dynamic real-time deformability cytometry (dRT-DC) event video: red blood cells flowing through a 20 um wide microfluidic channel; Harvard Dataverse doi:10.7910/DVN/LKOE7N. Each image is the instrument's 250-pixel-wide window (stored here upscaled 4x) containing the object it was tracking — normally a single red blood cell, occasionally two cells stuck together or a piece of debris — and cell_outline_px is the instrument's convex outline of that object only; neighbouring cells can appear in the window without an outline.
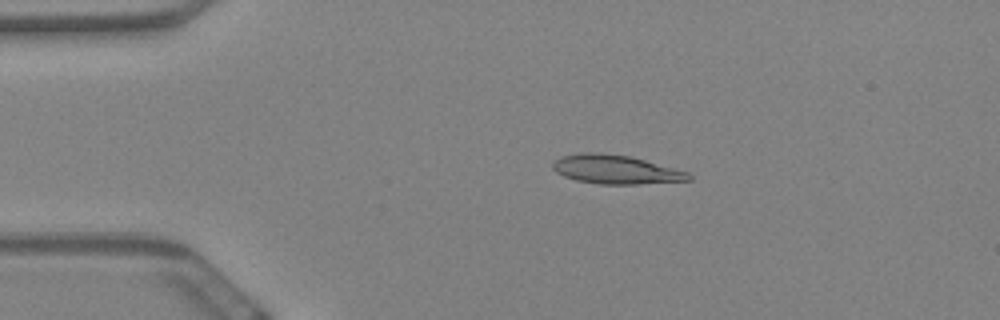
{"species": "Egyptian fruit bat (a non-hibernating species)", "species_latin": "Rousettus aegyptiacus", "temperature_condition": "warm", "stored_images_in_passage": 59, "camera_frame_rate_fps": 3000, "um_per_image_px": 0.085, "animal": {"sex": "female"}, "frame": {"image": 1, "passage_image": 12, "time_ms": 3.667, "image_size_px": [1000, 320], "cell_outline_px": [[692, 180], [636, 184], [600, 184], [576, 180], [564, 176], [556, 172], [552, 168], [552, 164], [560, 156], [588, 152], [628, 156], [644, 160], [688, 172], [692, 176]], "centroid_in_image_um": [52.32, 14.42], "position_along_channel_um": 32.7, "area_um2": 22.48}}
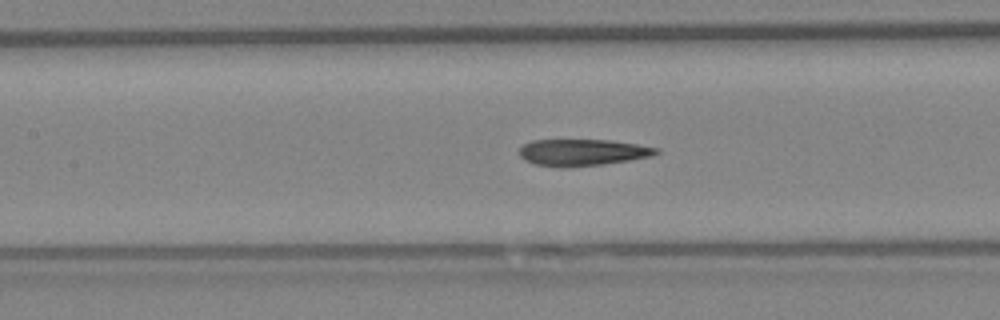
{"frame": {"image": 2, "passage_image": 27, "time_ms": 8.667, "image_size_px": [1000, 320], "cell_outline_px": [[660, 152], [652, 156], [628, 160], [600, 164], [564, 168], [556, 168], [532, 164], [524, 160], [516, 152], [524, 144], [532, 140], [608, 140], [636, 144], [660, 148]], "centroid_in_image_um": [49.44, 12.96], "position_along_channel_um": 158.0, "area_um2": 21.44}}
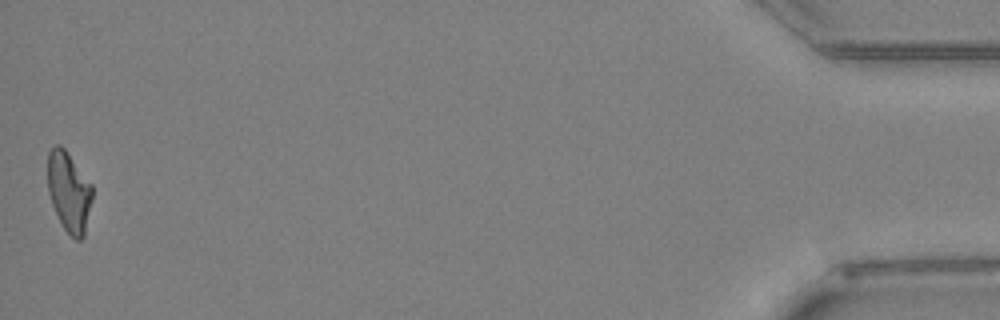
{"frame": {"image": 3, "passage_image": 59, "time_ms": 19.333, "image_size_px": [1000, 320], "cell_outline_px": [[92, 200], [84, 236], [80, 240], [76, 240], [64, 228], [52, 204], [48, 192], [48, 152], [56, 144], [60, 144], [68, 152], [92, 184]], "centroid_in_image_um": [5.87, 16.27], "position_along_channel_um": 429.3, "area_um2": 20.75}, "authors_computed_cell_mechanics": {"area_um2": 21.675, "velocity_mm_per_s": 3.4394, "shape_relaxation_time_tau1_ms": null, "shape_relaxation_time_tau2_ms": 3.1597, "deformation_change_tau1": null, "deformation_change_tau2": 0.1332}}